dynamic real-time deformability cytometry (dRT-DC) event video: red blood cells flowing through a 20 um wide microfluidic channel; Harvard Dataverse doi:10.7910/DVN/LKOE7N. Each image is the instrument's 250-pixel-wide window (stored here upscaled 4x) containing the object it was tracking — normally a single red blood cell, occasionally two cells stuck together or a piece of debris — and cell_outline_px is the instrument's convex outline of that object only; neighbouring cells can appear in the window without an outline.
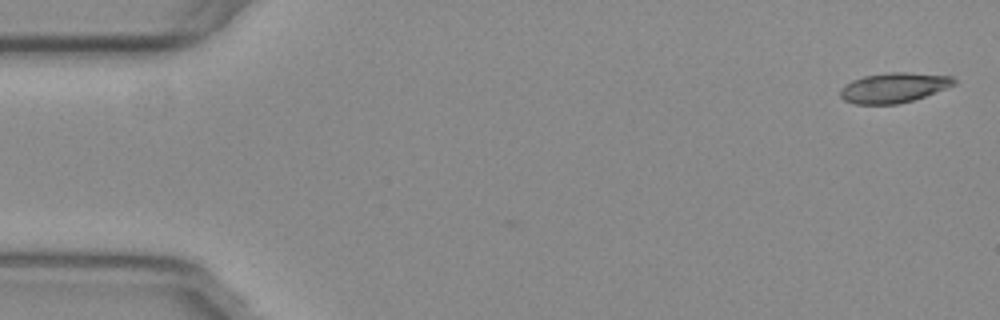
{"species": "common noctule bat (a hibernating species)", "species_latin": "Nyctalus noctula", "temperature_condition": "warm", "stored_images_in_passage": 3, "camera_frame_rate_fps": 3000, "um_per_image_px": 0.085, "animal": {"sex": "female", "body_mass_g": 29.2, "forearm_length_mm": 56.3}, "frame": {"image": 1, "passage_image": 1, "time_ms": 0.0, "image_size_px": [1000, 320], "cell_outline_px": [[956, 84], [924, 96], [912, 100], [896, 104], [856, 104], [844, 100], [840, 96], [840, 88], [844, 84], [852, 80], [864, 76], [888, 72], [908, 72], [952, 76], [956, 80]], "centroid_in_image_um": [75.94, 7.44], "position_along_channel_um": 9.1, "area_um2": 19.83}}